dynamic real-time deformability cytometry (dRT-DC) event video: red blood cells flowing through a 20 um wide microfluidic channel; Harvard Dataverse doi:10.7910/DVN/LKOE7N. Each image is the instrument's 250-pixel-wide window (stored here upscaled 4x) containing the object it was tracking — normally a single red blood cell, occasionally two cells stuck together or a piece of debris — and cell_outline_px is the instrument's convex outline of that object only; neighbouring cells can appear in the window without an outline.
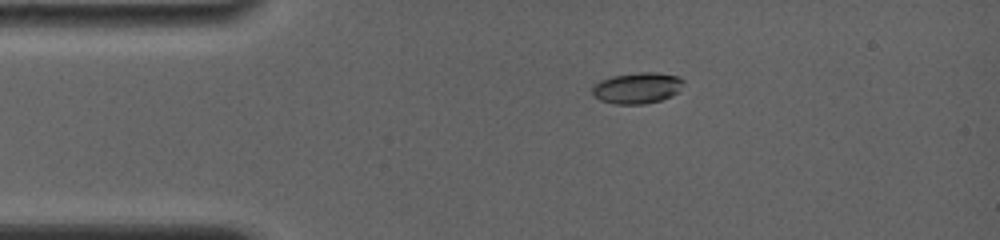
{"species": "common noctule bat (a hibernating species)", "species_latin": "Nyctalus noctula", "temperature_condition": "room temperature", "stored_images_in_passage": 17, "camera_frame_rate_fps": 4000, "um_per_image_px": 0.085, "animal": {"sex": "female", "body_mass_g": 19.0, "forearm_length_mm": 56.7}, "frame": {"image": 1, "passage_image": 1, "time_ms": 0.0, "image_size_px": [1000, 240], "cell_outline_px": [[684, 84], [680, 92], [672, 96], [660, 100], [644, 104], [616, 104], [600, 100], [592, 92], [592, 88], [600, 80], [612, 76], [640, 72], [656, 72], [680, 76], [684, 80]], "centroid_in_image_um": [54.23, 7.47], "position_along_channel_um": 30.8, "area_um2": 16.65}}
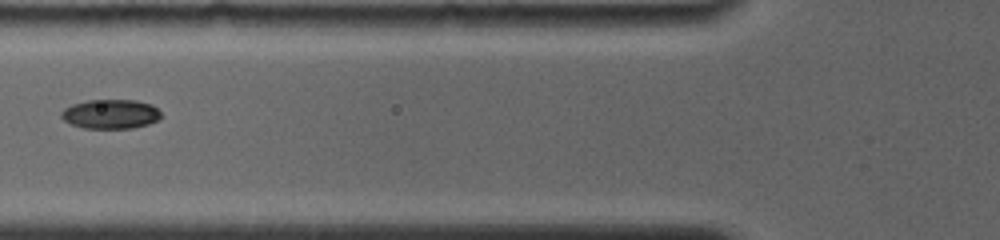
{"frame": {"image": 2, "passage_image": 9, "time_ms": 3.25, "image_size_px": [1000, 240], "cell_outline_px": [[160, 120], [148, 124], [132, 128], [84, 128], [72, 124], [64, 120], [60, 116], [60, 112], [64, 108], [72, 104], [88, 100], [136, 100], [152, 104], [160, 112]], "centroid_in_image_um": [9.4, 9.69], "position_along_channel_um": 116.4, "area_um2": 17.11}}
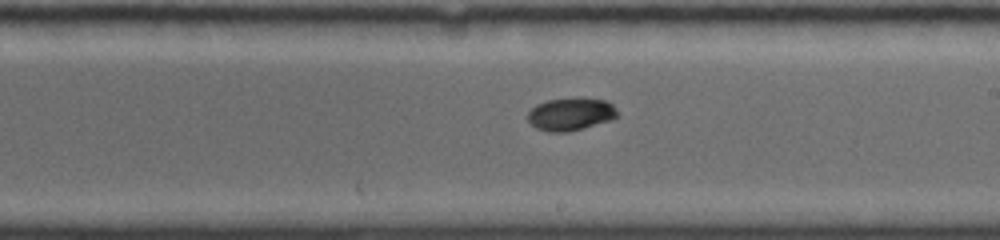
{"frame": {"image": 3, "passage_image": 17, "time_ms": 6.5, "image_size_px": [1000, 240], "cell_outline_px": [[616, 116], [612, 120], [584, 128], [568, 132], [548, 132], [536, 128], [528, 120], [528, 112], [536, 104], [548, 100], [576, 96], [584, 96], [608, 100], [616, 108]], "centroid_in_image_um": [48.53, 9.67], "position_along_channel_um": 240.5, "area_um2": 17.57}}